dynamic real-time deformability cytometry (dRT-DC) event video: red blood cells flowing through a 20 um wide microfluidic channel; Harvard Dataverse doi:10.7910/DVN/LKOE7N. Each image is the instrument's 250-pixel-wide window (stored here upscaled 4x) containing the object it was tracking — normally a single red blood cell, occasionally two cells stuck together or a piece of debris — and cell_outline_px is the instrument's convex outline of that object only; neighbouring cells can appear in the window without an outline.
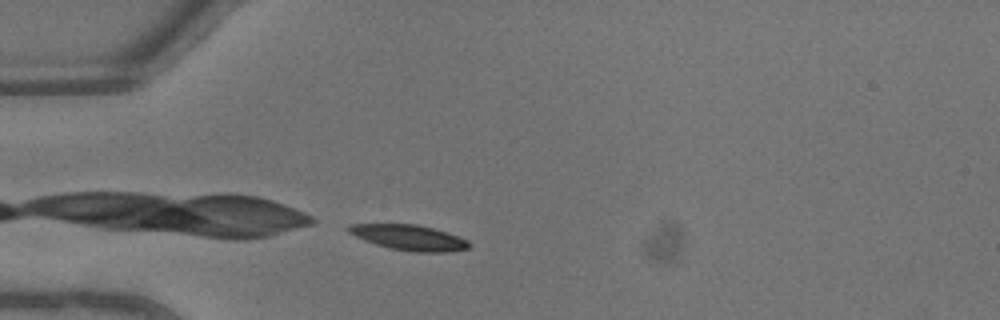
{"species": "common noctule bat (a hibernating species)", "species_latin": "Nyctalus noctula", "temperature_condition": "warm", "stored_images_in_passage": 28, "camera_frame_rate_fps": 3000, "um_per_image_px": 0.085, "animal": {"sex": "male", "body_mass_g": 13.3}, "frame": {"image": 1, "passage_image": 1, "time_ms": 0.0, "image_size_px": [1000, 320], "cell_outline_px": [[472, 244], [468, 248], [448, 252], [416, 252], [392, 248], [376, 244], [364, 240], [348, 232], [344, 228], [348, 224], [416, 224], [432, 228], [468, 240]], "centroid_in_image_um": [34.74, 20.18], "position_along_channel_um": 50.3, "area_um2": 17.63}}
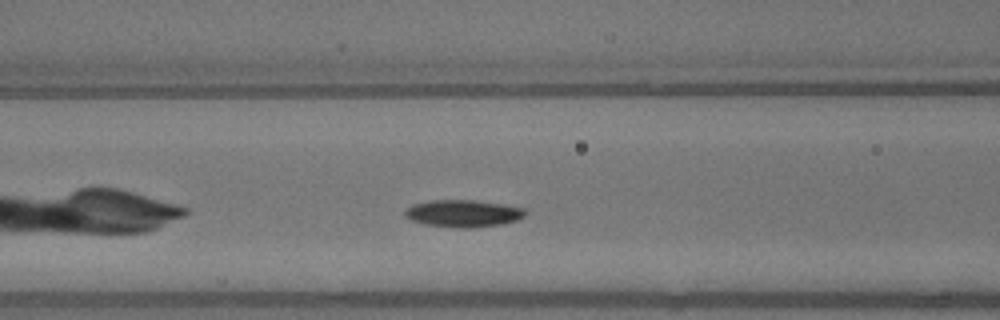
{"frame": {"image": 2, "passage_image": 7, "time_ms": 2.0, "image_size_px": [1000, 320], "cell_outline_px": [[524, 216], [516, 220], [500, 224], [472, 228], [460, 228], [424, 224], [412, 220], [404, 216], [404, 212], [412, 204], [432, 200], [472, 200], [504, 204], [524, 208]], "centroid_in_image_um": [39.34, 18.14], "position_along_channel_um": 127.3, "area_um2": 18.9}}
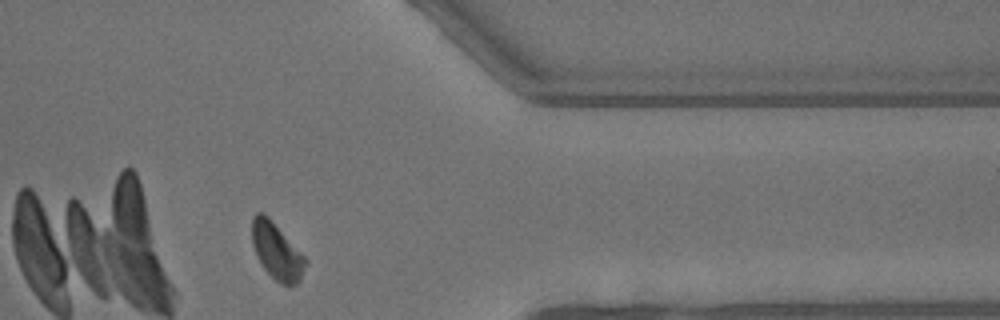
{"frame": {"image": 3, "passage_image": 25, "time_ms": 8.0, "image_size_px": [1000, 320], "cell_outline_px": [[308, 264], [300, 280], [296, 284], [280, 284], [264, 268], [256, 256], [252, 244], [252, 216], [256, 212], [264, 212], [272, 220], [308, 260]], "centroid_in_image_um": [23.53, 21.33], "position_along_channel_um": 387.9, "area_um2": 17.63}, "authors_computed_cell_mechanics": {"area_um2": 18.4671, "velocity_mm_per_s": 4.6068, "shape_relaxation_time_tau1_ms": 1.6748, "shape_relaxation_time_tau2_ms": null, "deformation_change_tau1": 0.098, "deformation_change_tau2": null}}